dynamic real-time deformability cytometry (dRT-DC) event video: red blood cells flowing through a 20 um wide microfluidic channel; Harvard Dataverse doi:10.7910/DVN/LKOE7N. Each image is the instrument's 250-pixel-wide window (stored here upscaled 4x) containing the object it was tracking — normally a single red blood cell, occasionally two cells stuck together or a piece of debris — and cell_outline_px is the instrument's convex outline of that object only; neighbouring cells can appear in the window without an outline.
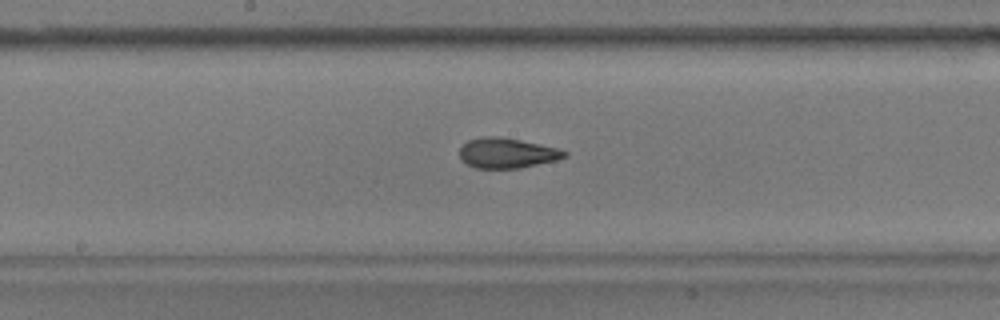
{"species": "common noctule bat (a hibernating species)", "species_latin": "Nyctalus noctula", "temperature_condition": "warm", "stored_images_in_passage": 51, "camera_frame_rate_fps": 3000, "um_per_image_px": 0.085, "animal": {"sex": "male", "body_mass_g": 17.9}, "frame": {"image": 1, "passage_image": 23, "time_ms": 7.333, "image_size_px": [1000, 320], "cell_outline_px": [[568, 156], [556, 160], [520, 168], [476, 168], [460, 160], [460, 148], [468, 140], [484, 136], [496, 136], [520, 140], [560, 148], [568, 152]], "centroid_in_image_um": [43.11, 13.01], "position_along_channel_um": 205.1, "area_um2": 18.44}}
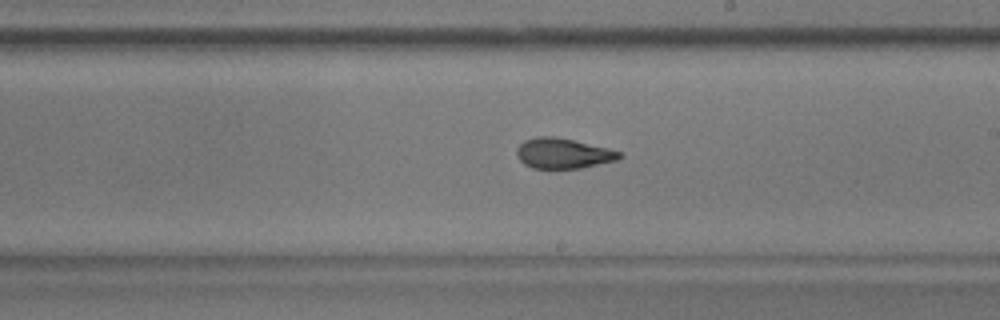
{"frame": {"image": 2, "passage_image": 26, "time_ms": 8.333, "image_size_px": [1000, 320], "cell_outline_px": [[624, 156], [616, 160], [580, 168], [532, 168], [524, 164], [516, 156], [516, 148], [524, 140], [536, 136], [552, 136], [572, 140], [608, 148], [624, 152]], "centroid_in_image_um": [47.86, 13.03], "position_along_channel_um": 241.1, "area_um2": 18.15}}
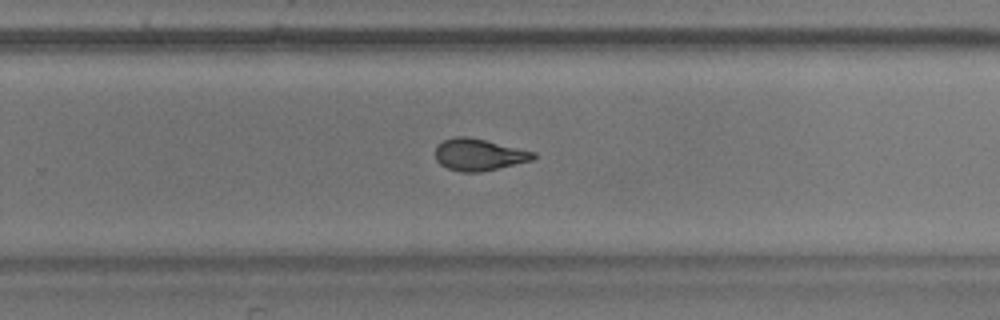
{"frame": {"image": 3, "passage_image": 30, "time_ms": 9.667, "image_size_px": [1000, 320], "cell_outline_px": [[536, 156], [532, 160], [480, 172], [460, 172], [448, 168], [440, 164], [436, 160], [436, 144], [444, 140], [456, 136], [468, 136], [536, 152]], "centroid_in_image_um": [40.68, 13.14], "position_along_channel_um": 289.1, "area_um2": 18.09}, "authors_computed_cell_mechanics": {"area_um2": 18.7272, "velocity_mm_per_s": 3.6075, "shape_relaxation_time_tau1_ms": 5.8697, "shape_relaxation_time_tau2_ms": 2.4679, "deformation_change_tau1": 0.1884, "deformation_change_tau2": 0.0963}}